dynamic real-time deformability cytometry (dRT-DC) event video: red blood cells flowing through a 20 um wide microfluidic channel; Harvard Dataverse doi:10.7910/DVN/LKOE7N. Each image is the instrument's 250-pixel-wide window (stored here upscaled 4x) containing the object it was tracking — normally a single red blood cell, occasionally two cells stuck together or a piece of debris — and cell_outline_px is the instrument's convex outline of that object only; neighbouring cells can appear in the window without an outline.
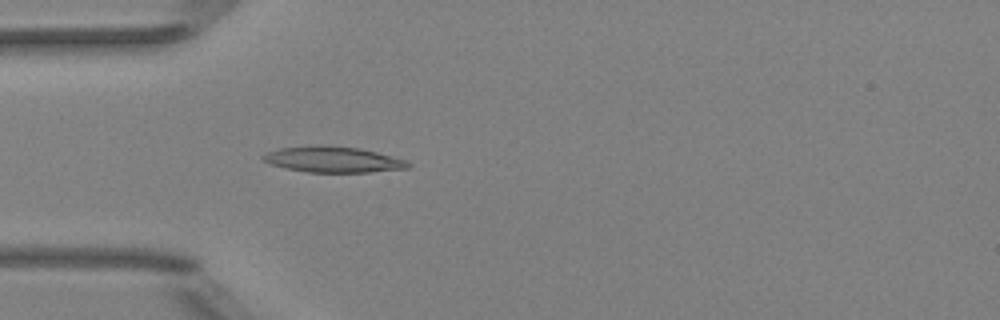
{"species": "Egyptian fruit bat (a non-hibernating species)", "species_latin": "Rousettus aegyptiacus", "temperature_condition": "room temperature", "stored_images_in_passage": 1, "camera_frame_rate_fps": 3000, "um_per_image_px": 0.085, "animal": {"sex": "female"}, "frame": {"image": 1, "passage_image": 1, "time_ms": 0.0, "image_size_px": [1000, 320], "cell_outline_px": [[412, 164], [408, 168], [368, 172], [308, 172], [288, 168], [272, 164], [264, 160], [260, 156], [268, 152], [280, 148], [320, 144], [324, 144], [360, 148], [376, 152], [404, 160]], "centroid_in_image_um": [28.3, 13.54], "position_along_channel_um": 56.7, "area_um2": 21.68}}